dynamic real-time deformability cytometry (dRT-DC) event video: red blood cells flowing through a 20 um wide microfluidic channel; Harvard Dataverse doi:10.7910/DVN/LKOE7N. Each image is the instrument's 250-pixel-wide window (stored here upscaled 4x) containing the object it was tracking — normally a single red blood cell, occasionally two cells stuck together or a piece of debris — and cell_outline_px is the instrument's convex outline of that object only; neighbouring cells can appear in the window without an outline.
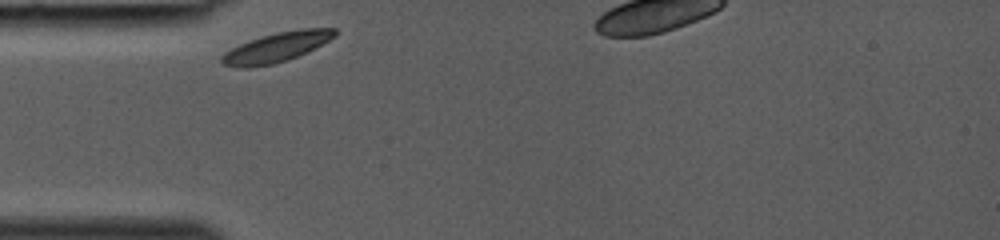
{"species": "common noctule bat (a hibernating species)", "species_latin": "Nyctalus noctula", "temperature_condition": "room temperature", "stored_images_in_passage": 16, "camera_frame_rate_fps": 3000, "um_per_image_px": 0.085, "animal": {"sex": "female", "body_mass_g": 19.0, "forearm_length_mm": 53.3}, "frame": {"image": 1, "passage_image": 1, "time_ms": 0.0, "image_size_px": [1000, 240], "cell_outline_px": [[336, 36], [288, 60], [272, 64], [248, 68], [240, 68], [224, 64], [220, 60], [220, 56], [232, 48], [240, 44], [260, 36], [276, 32], [300, 28], [336, 28]], "centroid_in_image_um": [23.47, 4.01], "position_along_channel_um": 61.5, "area_um2": 19.25}}
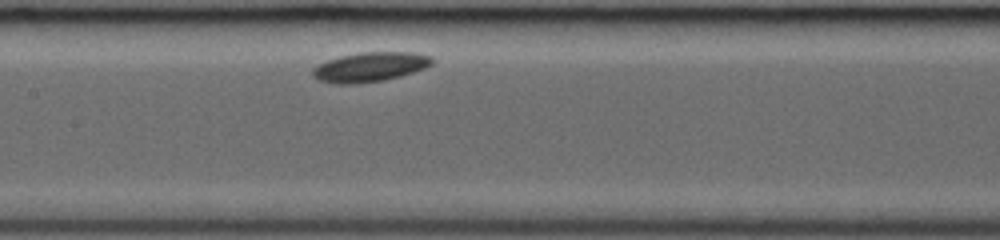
{"frame": {"image": 2, "passage_image": 9, "time_ms": 2.667, "image_size_px": [1000, 240], "cell_outline_px": [[436, 60], [432, 64], [424, 68], [400, 76], [384, 80], [356, 84], [336, 84], [320, 80], [312, 72], [312, 68], [328, 60], [340, 56], [360, 52], [412, 52], [432, 56]], "centroid_in_image_um": [31.49, 5.68], "position_along_channel_um": 175.9, "area_um2": 20.46}}
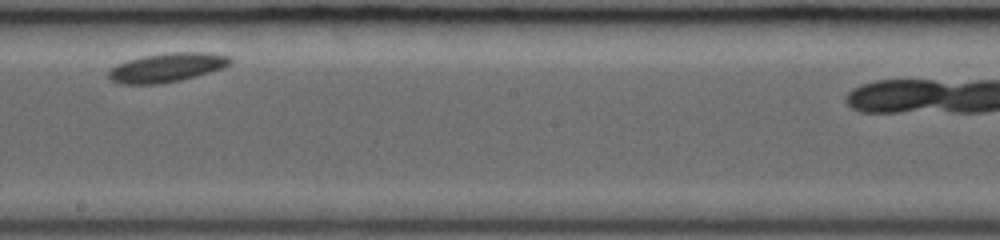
{"frame": {"image": 3, "passage_image": 13, "time_ms": 4.0, "image_size_px": [1000, 240], "cell_outline_px": [[232, 64], [224, 68], [180, 80], [160, 84], [120, 84], [112, 80], [108, 76], [108, 68], [116, 64], [140, 56], [164, 52], [208, 52], [228, 56], [232, 60]], "centroid_in_image_um": [14.17, 5.73], "position_along_channel_um": 234.0, "area_um2": 20.87}}